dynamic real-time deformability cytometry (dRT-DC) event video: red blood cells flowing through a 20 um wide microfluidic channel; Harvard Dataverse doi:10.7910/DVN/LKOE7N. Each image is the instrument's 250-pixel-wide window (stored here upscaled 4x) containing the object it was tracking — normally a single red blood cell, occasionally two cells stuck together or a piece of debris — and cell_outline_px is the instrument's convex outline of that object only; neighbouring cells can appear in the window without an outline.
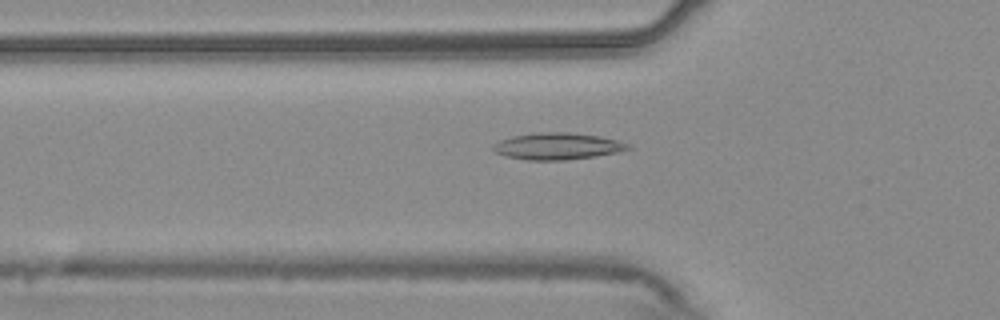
{"species": "common noctule bat (a hibernating species)", "species_latin": "Nyctalus noctula", "temperature_condition": "warm", "stored_images_in_passage": 50, "camera_frame_rate_fps": 3000, "um_per_image_px": 0.085, "animal": {"sex": "male", "body_mass_g": 20.4}, "frame": {"image": 1, "passage_image": 19, "time_ms": 6.0, "image_size_px": [1000, 320], "cell_outline_px": [[632, 148], [616, 152], [596, 156], [564, 160], [528, 160], [508, 156], [496, 152], [492, 148], [492, 144], [500, 140], [512, 136], [540, 132], [568, 132], [600, 136], [616, 140], [628, 144]], "centroid_in_image_um": [47.37, 12.42], "position_along_channel_um": 78.4, "area_um2": 20.81}}
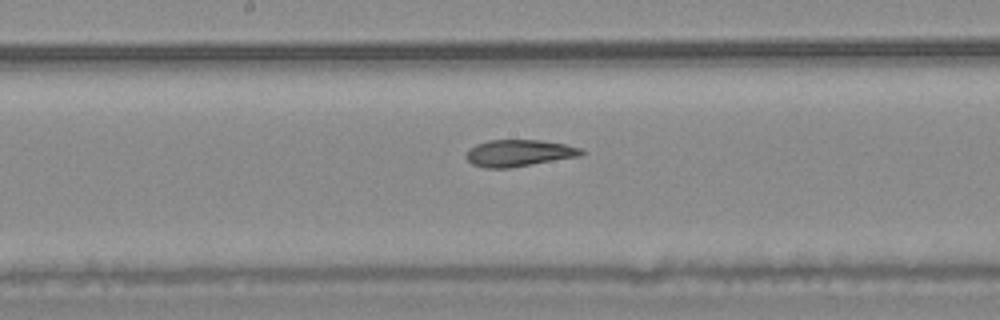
{"frame": {"image": 2, "passage_image": 29, "time_ms": 9.333, "image_size_px": [1000, 320], "cell_outline_px": [[584, 152], [580, 156], [508, 168], [484, 168], [472, 164], [464, 156], [476, 144], [488, 140], [540, 140], [564, 144], [580, 148]], "centroid_in_image_um": [44.08, 13.01], "position_along_channel_um": 204.1, "area_um2": 17.74}}
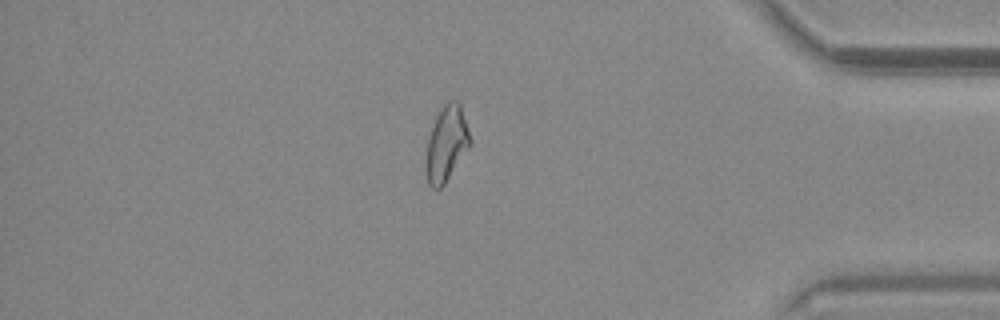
{"frame": {"image": 3, "passage_image": 47, "time_ms": 15.333, "image_size_px": [1000, 320], "cell_outline_px": [[472, 144], [444, 184], [440, 188], [432, 188], [428, 184], [424, 168], [424, 164], [428, 136], [436, 116], [440, 108], [448, 100], [460, 100], [472, 140]], "centroid_in_image_um": [37.95, 12.19], "position_along_channel_um": 397.3, "area_um2": 19.94}}